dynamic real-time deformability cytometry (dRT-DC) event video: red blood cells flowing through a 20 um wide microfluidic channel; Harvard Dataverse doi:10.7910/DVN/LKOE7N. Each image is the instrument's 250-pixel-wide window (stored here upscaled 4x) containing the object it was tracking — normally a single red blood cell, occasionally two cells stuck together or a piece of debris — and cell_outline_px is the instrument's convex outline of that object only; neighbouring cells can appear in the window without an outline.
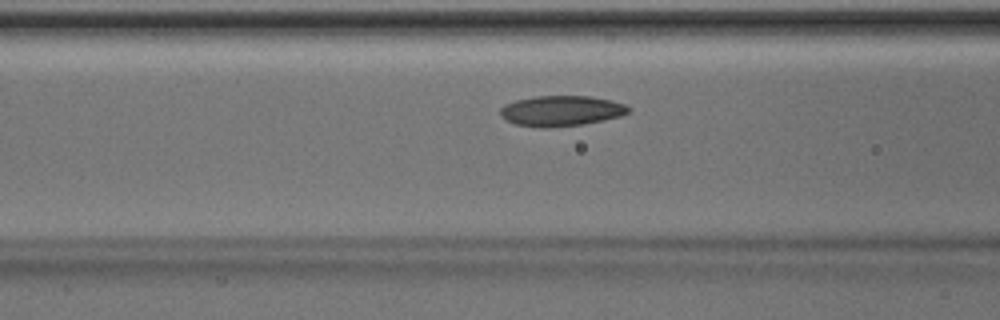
{"species": "Egyptian fruit bat (a non-hibernating species)", "species_latin": "Rousettus aegyptiacus", "temperature_condition": "room temperature", "stored_images_in_passage": 35, "segment_of_instrument_passage": [1, 2], "camera_frame_rate_fps": 3000, "um_per_image_px": 0.085, "animal": {"sex": "male"}, "frame": {"image": 1, "passage_image": 4, "time_ms": 1.0, "image_size_px": [1000, 320], "cell_outline_px": [[632, 108], [628, 112], [620, 116], [604, 120], [584, 124], [548, 128], [540, 128], [516, 124], [500, 116], [500, 108], [504, 104], [516, 100], [536, 96], [592, 96], [612, 100], [624, 104]], "centroid_in_image_um": [47.71, 9.42], "position_along_channel_um": 118.9, "area_um2": 22.89}}
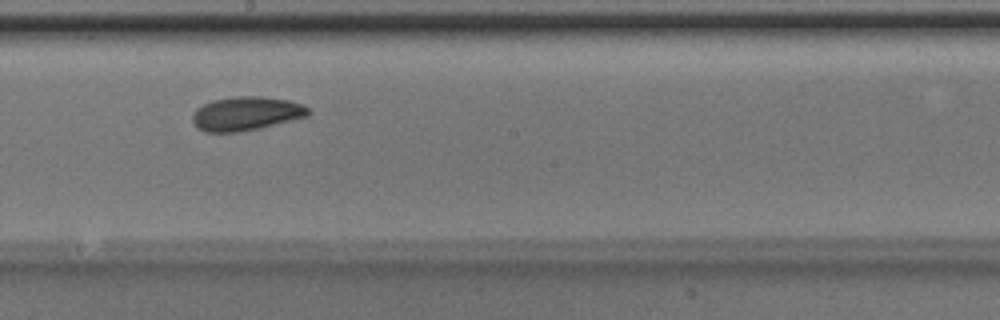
{"frame": {"image": 2, "passage_image": 12, "time_ms": 3.667, "image_size_px": [1000, 320], "cell_outline_px": [[312, 112], [308, 116], [260, 128], [240, 132], [204, 132], [196, 128], [192, 120], [192, 112], [196, 108], [212, 100], [236, 96], [260, 96], [288, 100], [304, 104]], "centroid_in_image_um": [20.91, 9.66], "position_along_channel_um": 227.3, "area_um2": 23.12}}
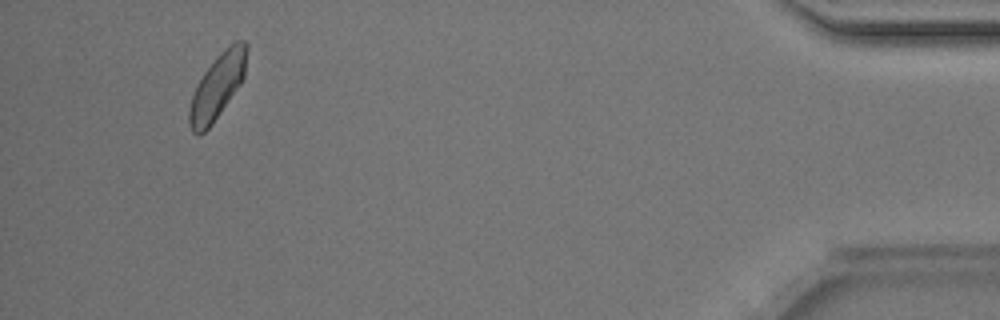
{"frame": {"image": 3, "passage_image": 31, "time_ms": 10.0, "image_size_px": [1000, 320], "cell_outline_px": [[248, 44], [244, 76], [240, 84], [212, 124], [200, 136], [192, 132], [188, 124], [188, 108], [196, 84], [204, 72], [220, 52], [224, 48], [236, 40], [244, 40]], "centroid_in_image_um": [18.45, 7.34], "position_along_channel_um": 416.7, "area_um2": 21.79}}